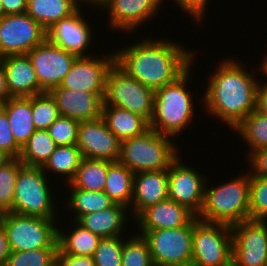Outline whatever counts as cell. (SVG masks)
I'll use <instances>...</instances> for the list:
<instances>
[{
    "mask_svg": "<svg viewBox=\"0 0 267 266\" xmlns=\"http://www.w3.org/2000/svg\"><path fill=\"white\" fill-rule=\"evenodd\" d=\"M181 45L169 38H143L114 50L115 64L127 75L156 91L174 82L197 61L196 50L193 52Z\"/></svg>",
    "mask_w": 267,
    "mask_h": 266,
    "instance_id": "cell-1",
    "label": "cell"
},
{
    "mask_svg": "<svg viewBox=\"0 0 267 266\" xmlns=\"http://www.w3.org/2000/svg\"><path fill=\"white\" fill-rule=\"evenodd\" d=\"M231 58L221 59L208 77L201 104L206 115L215 116L233 130L256 109L260 80L255 71H248L243 62Z\"/></svg>",
    "mask_w": 267,
    "mask_h": 266,
    "instance_id": "cell-2",
    "label": "cell"
},
{
    "mask_svg": "<svg viewBox=\"0 0 267 266\" xmlns=\"http://www.w3.org/2000/svg\"><path fill=\"white\" fill-rule=\"evenodd\" d=\"M192 65L174 82L166 84L155 91L154 111L149 128L154 131L178 138L188 125L192 123L195 112V100L189 92V79ZM188 84V85H187Z\"/></svg>",
    "mask_w": 267,
    "mask_h": 266,
    "instance_id": "cell-3",
    "label": "cell"
},
{
    "mask_svg": "<svg viewBox=\"0 0 267 266\" xmlns=\"http://www.w3.org/2000/svg\"><path fill=\"white\" fill-rule=\"evenodd\" d=\"M237 176L217 186H209L207 179L199 220L229 226L250 220V172Z\"/></svg>",
    "mask_w": 267,
    "mask_h": 266,
    "instance_id": "cell-4",
    "label": "cell"
},
{
    "mask_svg": "<svg viewBox=\"0 0 267 266\" xmlns=\"http://www.w3.org/2000/svg\"><path fill=\"white\" fill-rule=\"evenodd\" d=\"M175 139L149 128L140 136L121 142L119 162L134 174L168 169L180 156Z\"/></svg>",
    "mask_w": 267,
    "mask_h": 266,
    "instance_id": "cell-5",
    "label": "cell"
},
{
    "mask_svg": "<svg viewBox=\"0 0 267 266\" xmlns=\"http://www.w3.org/2000/svg\"><path fill=\"white\" fill-rule=\"evenodd\" d=\"M42 167L22 165L15 185L11 212L43 218H58L53 185ZM52 186V188H51Z\"/></svg>",
    "mask_w": 267,
    "mask_h": 266,
    "instance_id": "cell-6",
    "label": "cell"
},
{
    "mask_svg": "<svg viewBox=\"0 0 267 266\" xmlns=\"http://www.w3.org/2000/svg\"><path fill=\"white\" fill-rule=\"evenodd\" d=\"M56 219L14 212L0 214V224L6 230L11 251L58 248L57 222L60 220Z\"/></svg>",
    "mask_w": 267,
    "mask_h": 266,
    "instance_id": "cell-7",
    "label": "cell"
},
{
    "mask_svg": "<svg viewBox=\"0 0 267 266\" xmlns=\"http://www.w3.org/2000/svg\"><path fill=\"white\" fill-rule=\"evenodd\" d=\"M154 96V90L127 75L115 63L108 71L103 105L126 109L150 123L154 111Z\"/></svg>",
    "mask_w": 267,
    "mask_h": 266,
    "instance_id": "cell-8",
    "label": "cell"
},
{
    "mask_svg": "<svg viewBox=\"0 0 267 266\" xmlns=\"http://www.w3.org/2000/svg\"><path fill=\"white\" fill-rule=\"evenodd\" d=\"M231 226L194 217L191 266H223L232 260Z\"/></svg>",
    "mask_w": 267,
    "mask_h": 266,
    "instance_id": "cell-9",
    "label": "cell"
},
{
    "mask_svg": "<svg viewBox=\"0 0 267 266\" xmlns=\"http://www.w3.org/2000/svg\"><path fill=\"white\" fill-rule=\"evenodd\" d=\"M194 218L183 227L140 231L154 266H191Z\"/></svg>",
    "mask_w": 267,
    "mask_h": 266,
    "instance_id": "cell-10",
    "label": "cell"
},
{
    "mask_svg": "<svg viewBox=\"0 0 267 266\" xmlns=\"http://www.w3.org/2000/svg\"><path fill=\"white\" fill-rule=\"evenodd\" d=\"M47 39V30L27 13L0 19V56L25 55Z\"/></svg>",
    "mask_w": 267,
    "mask_h": 266,
    "instance_id": "cell-11",
    "label": "cell"
},
{
    "mask_svg": "<svg viewBox=\"0 0 267 266\" xmlns=\"http://www.w3.org/2000/svg\"><path fill=\"white\" fill-rule=\"evenodd\" d=\"M180 155L167 169L168 198L185 206L198 216L204 202L207 176L192 165L183 163ZM192 166V167H191Z\"/></svg>",
    "mask_w": 267,
    "mask_h": 266,
    "instance_id": "cell-12",
    "label": "cell"
},
{
    "mask_svg": "<svg viewBox=\"0 0 267 266\" xmlns=\"http://www.w3.org/2000/svg\"><path fill=\"white\" fill-rule=\"evenodd\" d=\"M231 229L232 260L237 266H267V221L250 219Z\"/></svg>",
    "mask_w": 267,
    "mask_h": 266,
    "instance_id": "cell-13",
    "label": "cell"
},
{
    "mask_svg": "<svg viewBox=\"0 0 267 266\" xmlns=\"http://www.w3.org/2000/svg\"><path fill=\"white\" fill-rule=\"evenodd\" d=\"M36 71L41 93L59 87L69 72L76 55L46 39L27 53Z\"/></svg>",
    "mask_w": 267,
    "mask_h": 266,
    "instance_id": "cell-14",
    "label": "cell"
},
{
    "mask_svg": "<svg viewBox=\"0 0 267 266\" xmlns=\"http://www.w3.org/2000/svg\"><path fill=\"white\" fill-rule=\"evenodd\" d=\"M163 0H106L99 8L107 14L110 30L133 33L156 15ZM107 11V12H105ZM139 27V28H138ZM120 29V30H119Z\"/></svg>",
    "mask_w": 267,
    "mask_h": 266,
    "instance_id": "cell-15",
    "label": "cell"
},
{
    "mask_svg": "<svg viewBox=\"0 0 267 266\" xmlns=\"http://www.w3.org/2000/svg\"><path fill=\"white\" fill-rule=\"evenodd\" d=\"M80 6L73 14L56 22L47 30V39L56 46L73 53L77 57H88L92 45L93 30Z\"/></svg>",
    "mask_w": 267,
    "mask_h": 266,
    "instance_id": "cell-16",
    "label": "cell"
},
{
    "mask_svg": "<svg viewBox=\"0 0 267 266\" xmlns=\"http://www.w3.org/2000/svg\"><path fill=\"white\" fill-rule=\"evenodd\" d=\"M114 63V52L97 57H77L59 87L85 92L105 91L107 73Z\"/></svg>",
    "mask_w": 267,
    "mask_h": 266,
    "instance_id": "cell-17",
    "label": "cell"
},
{
    "mask_svg": "<svg viewBox=\"0 0 267 266\" xmlns=\"http://www.w3.org/2000/svg\"><path fill=\"white\" fill-rule=\"evenodd\" d=\"M76 145L84 158L111 162L119 160L121 141L107 127L102 117L80 121Z\"/></svg>",
    "mask_w": 267,
    "mask_h": 266,
    "instance_id": "cell-18",
    "label": "cell"
},
{
    "mask_svg": "<svg viewBox=\"0 0 267 266\" xmlns=\"http://www.w3.org/2000/svg\"><path fill=\"white\" fill-rule=\"evenodd\" d=\"M62 117L78 121L101 117L105 91H78L55 87L49 91Z\"/></svg>",
    "mask_w": 267,
    "mask_h": 266,
    "instance_id": "cell-19",
    "label": "cell"
},
{
    "mask_svg": "<svg viewBox=\"0 0 267 266\" xmlns=\"http://www.w3.org/2000/svg\"><path fill=\"white\" fill-rule=\"evenodd\" d=\"M168 198L167 169L138 172L133 177V196L129 207L133 220L146 208Z\"/></svg>",
    "mask_w": 267,
    "mask_h": 266,
    "instance_id": "cell-20",
    "label": "cell"
},
{
    "mask_svg": "<svg viewBox=\"0 0 267 266\" xmlns=\"http://www.w3.org/2000/svg\"><path fill=\"white\" fill-rule=\"evenodd\" d=\"M195 215L172 199H165L144 209L132 222L140 231L179 228L186 226Z\"/></svg>",
    "mask_w": 267,
    "mask_h": 266,
    "instance_id": "cell-21",
    "label": "cell"
},
{
    "mask_svg": "<svg viewBox=\"0 0 267 266\" xmlns=\"http://www.w3.org/2000/svg\"><path fill=\"white\" fill-rule=\"evenodd\" d=\"M1 60L11 97H30L41 93L36 71L27 54L9 55Z\"/></svg>",
    "mask_w": 267,
    "mask_h": 266,
    "instance_id": "cell-22",
    "label": "cell"
},
{
    "mask_svg": "<svg viewBox=\"0 0 267 266\" xmlns=\"http://www.w3.org/2000/svg\"><path fill=\"white\" fill-rule=\"evenodd\" d=\"M129 211L128 207L114 203L110 208L81 216L77 222L101 238L124 236Z\"/></svg>",
    "mask_w": 267,
    "mask_h": 266,
    "instance_id": "cell-23",
    "label": "cell"
},
{
    "mask_svg": "<svg viewBox=\"0 0 267 266\" xmlns=\"http://www.w3.org/2000/svg\"><path fill=\"white\" fill-rule=\"evenodd\" d=\"M0 107L8 116L9 125L16 143L22 147L36 131L32 120V96L11 97Z\"/></svg>",
    "mask_w": 267,
    "mask_h": 266,
    "instance_id": "cell-24",
    "label": "cell"
},
{
    "mask_svg": "<svg viewBox=\"0 0 267 266\" xmlns=\"http://www.w3.org/2000/svg\"><path fill=\"white\" fill-rule=\"evenodd\" d=\"M101 117L121 142L140 136L149 129V123L143 117L116 106L103 105Z\"/></svg>",
    "mask_w": 267,
    "mask_h": 266,
    "instance_id": "cell-25",
    "label": "cell"
},
{
    "mask_svg": "<svg viewBox=\"0 0 267 266\" xmlns=\"http://www.w3.org/2000/svg\"><path fill=\"white\" fill-rule=\"evenodd\" d=\"M83 0H28L26 13L48 30L56 22L73 14Z\"/></svg>",
    "mask_w": 267,
    "mask_h": 266,
    "instance_id": "cell-26",
    "label": "cell"
},
{
    "mask_svg": "<svg viewBox=\"0 0 267 266\" xmlns=\"http://www.w3.org/2000/svg\"><path fill=\"white\" fill-rule=\"evenodd\" d=\"M71 224L70 232H64L63 228L58 226V248L64 254L92 257L102 238L81 226L76 220H71Z\"/></svg>",
    "mask_w": 267,
    "mask_h": 266,
    "instance_id": "cell-27",
    "label": "cell"
},
{
    "mask_svg": "<svg viewBox=\"0 0 267 266\" xmlns=\"http://www.w3.org/2000/svg\"><path fill=\"white\" fill-rule=\"evenodd\" d=\"M69 193L66 206L69 209V213L73 212L72 220H78L85 214L95 213L96 211H102L110 208L115 202L104 192L87 191L73 187L70 183H67Z\"/></svg>",
    "mask_w": 267,
    "mask_h": 266,
    "instance_id": "cell-28",
    "label": "cell"
},
{
    "mask_svg": "<svg viewBox=\"0 0 267 266\" xmlns=\"http://www.w3.org/2000/svg\"><path fill=\"white\" fill-rule=\"evenodd\" d=\"M134 173L119 161L108 167L104 192L115 202L130 207Z\"/></svg>",
    "mask_w": 267,
    "mask_h": 266,
    "instance_id": "cell-29",
    "label": "cell"
},
{
    "mask_svg": "<svg viewBox=\"0 0 267 266\" xmlns=\"http://www.w3.org/2000/svg\"><path fill=\"white\" fill-rule=\"evenodd\" d=\"M111 161L82 158L74 178L70 184L87 191H104L108 167Z\"/></svg>",
    "mask_w": 267,
    "mask_h": 266,
    "instance_id": "cell-30",
    "label": "cell"
},
{
    "mask_svg": "<svg viewBox=\"0 0 267 266\" xmlns=\"http://www.w3.org/2000/svg\"><path fill=\"white\" fill-rule=\"evenodd\" d=\"M82 158L77 145L57 146L42 169L47 175L63 176L67 185L74 178Z\"/></svg>",
    "mask_w": 267,
    "mask_h": 266,
    "instance_id": "cell-31",
    "label": "cell"
},
{
    "mask_svg": "<svg viewBox=\"0 0 267 266\" xmlns=\"http://www.w3.org/2000/svg\"><path fill=\"white\" fill-rule=\"evenodd\" d=\"M57 145L47 130H36L21 147L19 160L23 165L43 167Z\"/></svg>",
    "mask_w": 267,
    "mask_h": 266,
    "instance_id": "cell-32",
    "label": "cell"
},
{
    "mask_svg": "<svg viewBox=\"0 0 267 266\" xmlns=\"http://www.w3.org/2000/svg\"><path fill=\"white\" fill-rule=\"evenodd\" d=\"M240 140L245 141L248 148V157L253 151L267 147V116L256 109L251 112L239 125L233 129Z\"/></svg>",
    "mask_w": 267,
    "mask_h": 266,
    "instance_id": "cell-33",
    "label": "cell"
},
{
    "mask_svg": "<svg viewBox=\"0 0 267 266\" xmlns=\"http://www.w3.org/2000/svg\"><path fill=\"white\" fill-rule=\"evenodd\" d=\"M126 238L123 242L122 266H154L146 239L137 232Z\"/></svg>",
    "mask_w": 267,
    "mask_h": 266,
    "instance_id": "cell-34",
    "label": "cell"
},
{
    "mask_svg": "<svg viewBox=\"0 0 267 266\" xmlns=\"http://www.w3.org/2000/svg\"><path fill=\"white\" fill-rule=\"evenodd\" d=\"M59 116L56 102L49 92L32 96V120L36 130H47Z\"/></svg>",
    "mask_w": 267,
    "mask_h": 266,
    "instance_id": "cell-35",
    "label": "cell"
},
{
    "mask_svg": "<svg viewBox=\"0 0 267 266\" xmlns=\"http://www.w3.org/2000/svg\"><path fill=\"white\" fill-rule=\"evenodd\" d=\"M22 165L23 163L16 158L0 168V214L11 212L16 180Z\"/></svg>",
    "mask_w": 267,
    "mask_h": 266,
    "instance_id": "cell-36",
    "label": "cell"
},
{
    "mask_svg": "<svg viewBox=\"0 0 267 266\" xmlns=\"http://www.w3.org/2000/svg\"><path fill=\"white\" fill-rule=\"evenodd\" d=\"M58 248L11 251L6 266H57Z\"/></svg>",
    "mask_w": 267,
    "mask_h": 266,
    "instance_id": "cell-37",
    "label": "cell"
},
{
    "mask_svg": "<svg viewBox=\"0 0 267 266\" xmlns=\"http://www.w3.org/2000/svg\"><path fill=\"white\" fill-rule=\"evenodd\" d=\"M250 219L267 221V177L250 174Z\"/></svg>",
    "mask_w": 267,
    "mask_h": 266,
    "instance_id": "cell-38",
    "label": "cell"
},
{
    "mask_svg": "<svg viewBox=\"0 0 267 266\" xmlns=\"http://www.w3.org/2000/svg\"><path fill=\"white\" fill-rule=\"evenodd\" d=\"M124 240L125 236L102 238L92 256L95 261V265L122 266Z\"/></svg>",
    "mask_w": 267,
    "mask_h": 266,
    "instance_id": "cell-39",
    "label": "cell"
},
{
    "mask_svg": "<svg viewBox=\"0 0 267 266\" xmlns=\"http://www.w3.org/2000/svg\"><path fill=\"white\" fill-rule=\"evenodd\" d=\"M80 121L59 116L47 129L57 146L76 145Z\"/></svg>",
    "mask_w": 267,
    "mask_h": 266,
    "instance_id": "cell-40",
    "label": "cell"
},
{
    "mask_svg": "<svg viewBox=\"0 0 267 266\" xmlns=\"http://www.w3.org/2000/svg\"><path fill=\"white\" fill-rule=\"evenodd\" d=\"M0 150L7 153L12 159L19 158L21 147L16 143L6 112L0 107Z\"/></svg>",
    "mask_w": 267,
    "mask_h": 266,
    "instance_id": "cell-41",
    "label": "cell"
},
{
    "mask_svg": "<svg viewBox=\"0 0 267 266\" xmlns=\"http://www.w3.org/2000/svg\"><path fill=\"white\" fill-rule=\"evenodd\" d=\"M173 1V0H172ZM179 6V10L194 18L195 23L203 22V17L207 13L205 10L209 5L210 0H174ZM197 21V22H196Z\"/></svg>",
    "mask_w": 267,
    "mask_h": 266,
    "instance_id": "cell-42",
    "label": "cell"
},
{
    "mask_svg": "<svg viewBox=\"0 0 267 266\" xmlns=\"http://www.w3.org/2000/svg\"><path fill=\"white\" fill-rule=\"evenodd\" d=\"M246 159L250 174L267 177V147L253 151Z\"/></svg>",
    "mask_w": 267,
    "mask_h": 266,
    "instance_id": "cell-43",
    "label": "cell"
},
{
    "mask_svg": "<svg viewBox=\"0 0 267 266\" xmlns=\"http://www.w3.org/2000/svg\"><path fill=\"white\" fill-rule=\"evenodd\" d=\"M57 266H96L93 257L64 254L59 248Z\"/></svg>",
    "mask_w": 267,
    "mask_h": 266,
    "instance_id": "cell-44",
    "label": "cell"
},
{
    "mask_svg": "<svg viewBox=\"0 0 267 266\" xmlns=\"http://www.w3.org/2000/svg\"><path fill=\"white\" fill-rule=\"evenodd\" d=\"M6 15L24 14L28 0H1Z\"/></svg>",
    "mask_w": 267,
    "mask_h": 266,
    "instance_id": "cell-45",
    "label": "cell"
},
{
    "mask_svg": "<svg viewBox=\"0 0 267 266\" xmlns=\"http://www.w3.org/2000/svg\"><path fill=\"white\" fill-rule=\"evenodd\" d=\"M256 110L267 116V82L261 77L257 88Z\"/></svg>",
    "mask_w": 267,
    "mask_h": 266,
    "instance_id": "cell-46",
    "label": "cell"
},
{
    "mask_svg": "<svg viewBox=\"0 0 267 266\" xmlns=\"http://www.w3.org/2000/svg\"><path fill=\"white\" fill-rule=\"evenodd\" d=\"M11 253L6 230L0 224V266H6L7 259Z\"/></svg>",
    "mask_w": 267,
    "mask_h": 266,
    "instance_id": "cell-47",
    "label": "cell"
},
{
    "mask_svg": "<svg viewBox=\"0 0 267 266\" xmlns=\"http://www.w3.org/2000/svg\"><path fill=\"white\" fill-rule=\"evenodd\" d=\"M11 98L7 87L5 67L2 60L0 61V105L7 99Z\"/></svg>",
    "mask_w": 267,
    "mask_h": 266,
    "instance_id": "cell-48",
    "label": "cell"
},
{
    "mask_svg": "<svg viewBox=\"0 0 267 266\" xmlns=\"http://www.w3.org/2000/svg\"><path fill=\"white\" fill-rule=\"evenodd\" d=\"M261 60L262 61L260 62V66L259 64L258 66H256V67H259L257 68V71L259 72V74L262 73V75L266 78V79L264 78L263 80H266L267 82V54L266 53L264 54V57Z\"/></svg>",
    "mask_w": 267,
    "mask_h": 266,
    "instance_id": "cell-49",
    "label": "cell"
},
{
    "mask_svg": "<svg viewBox=\"0 0 267 266\" xmlns=\"http://www.w3.org/2000/svg\"><path fill=\"white\" fill-rule=\"evenodd\" d=\"M11 160L12 158L7 153L0 150V168L4 167Z\"/></svg>",
    "mask_w": 267,
    "mask_h": 266,
    "instance_id": "cell-50",
    "label": "cell"
},
{
    "mask_svg": "<svg viewBox=\"0 0 267 266\" xmlns=\"http://www.w3.org/2000/svg\"><path fill=\"white\" fill-rule=\"evenodd\" d=\"M106 0H83V3H84V5H91V7H92V5H93V8H94V6L96 7V8H98L99 9V7L105 2Z\"/></svg>",
    "mask_w": 267,
    "mask_h": 266,
    "instance_id": "cell-51",
    "label": "cell"
},
{
    "mask_svg": "<svg viewBox=\"0 0 267 266\" xmlns=\"http://www.w3.org/2000/svg\"><path fill=\"white\" fill-rule=\"evenodd\" d=\"M6 14H5V12H4V7H3V4H2V2H1V0H0V19L2 18V17H4Z\"/></svg>",
    "mask_w": 267,
    "mask_h": 266,
    "instance_id": "cell-52",
    "label": "cell"
},
{
    "mask_svg": "<svg viewBox=\"0 0 267 266\" xmlns=\"http://www.w3.org/2000/svg\"><path fill=\"white\" fill-rule=\"evenodd\" d=\"M223 266H237V264L233 260H231L229 263H227Z\"/></svg>",
    "mask_w": 267,
    "mask_h": 266,
    "instance_id": "cell-53",
    "label": "cell"
}]
</instances>
